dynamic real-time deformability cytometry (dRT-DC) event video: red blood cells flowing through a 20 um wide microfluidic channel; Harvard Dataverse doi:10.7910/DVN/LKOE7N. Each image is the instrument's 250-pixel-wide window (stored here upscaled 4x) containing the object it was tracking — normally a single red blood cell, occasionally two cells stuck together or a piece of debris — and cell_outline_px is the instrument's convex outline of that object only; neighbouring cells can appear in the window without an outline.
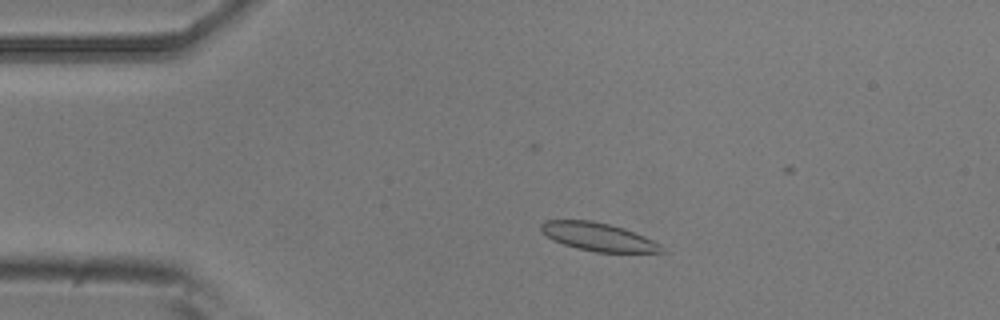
{"species": "common noctule bat (a hibernating species)", "species_latin": "Nyctalus noctula", "temperature_condition": "room temperature", "stored_images_in_passage": 6, "camera_frame_rate_fps": 3000, "um_per_image_px": 0.085, "animal": {"sex": "male", "body_mass_g": 20.5, "forearm_length_mm": 52.5}, "frame": {"image": 1, "passage_image": 3, "time_ms": 0.667, "image_size_px": [1000, 320], "cell_outline_px": [[664, 252], [596, 252], [576, 248], [552, 240], [540, 228], [540, 224], [544, 220], [592, 220], [624, 228], [644, 236], [660, 244]], "centroid_in_image_um": [50.82, 20.12], "position_along_channel_um": 34.2, "area_um2": 19.59}}